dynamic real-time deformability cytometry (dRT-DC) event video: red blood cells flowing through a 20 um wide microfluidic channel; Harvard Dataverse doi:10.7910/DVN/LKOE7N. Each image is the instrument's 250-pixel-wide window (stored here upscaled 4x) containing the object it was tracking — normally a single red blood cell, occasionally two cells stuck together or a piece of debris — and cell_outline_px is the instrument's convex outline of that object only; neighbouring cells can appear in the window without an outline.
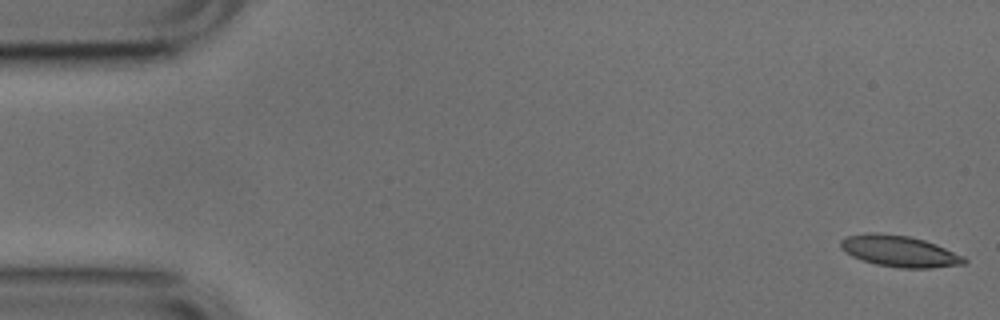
{"species": "common noctule bat (a hibernating species)", "species_latin": "Nyctalus noctula", "temperature_condition": "cold", "stored_images_in_passage": 53, "camera_frame_rate_fps": 3000, "um_per_image_px": 0.085, "animal": {"sex": "male", "body_mass_g": 17.9, "forearm_length_mm": 54.2}, "frame": {"image": 1, "passage_image": 1, "time_ms": 0.0, "image_size_px": [1000, 320], "cell_outline_px": [[968, 260], [964, 264], [928, 268], [900, 268], [876, 264], [852, 256], [840, 248], [840, 240], [848, 236], [868, 232], [880, 232], [908, 236], [924, 240], [936, 244], [964, 256]], "centroid_in_image_um": [76.45, 21.34], "position_along_channel_um": 8.6, "area_um2": 22.48}}
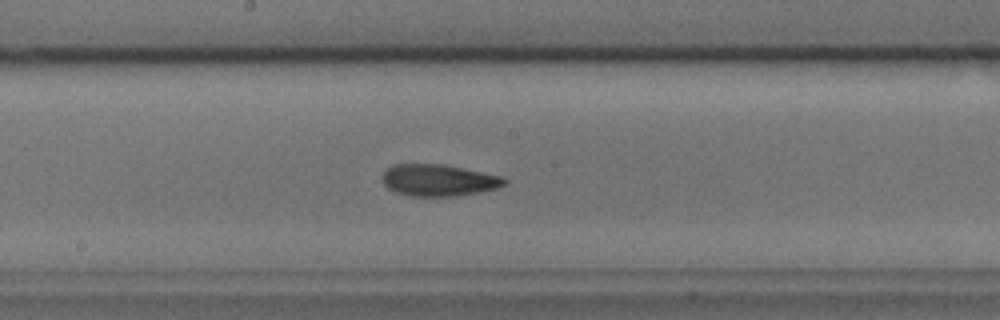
{"frame": {"image": 2, "passage_image": 27, "time_ms": 8.667, "image_size_px": [1000, 320], "cell_outline_px": [[508, 180], [500, 188], [456, 196], [408, 196], [396, 192], [388, 188], [384, 184], [384, 172], [392, 164], [444, 164], [504, 176]], "centroid_in_image_um": [37.33, 15.32], "position_along_channel_um": 210.9, "area_um2": 22.66}}
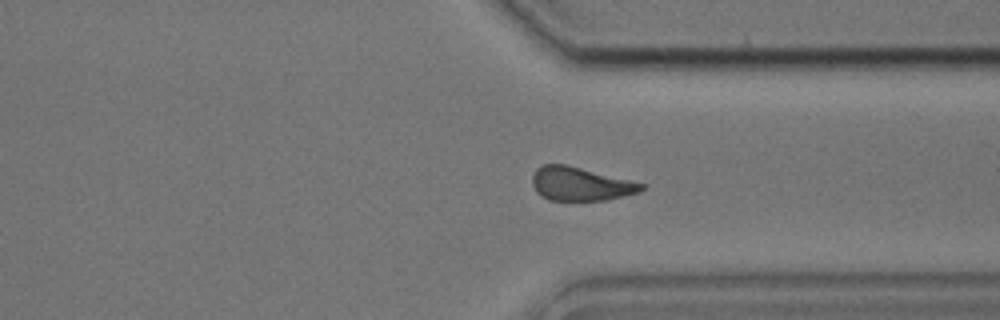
{"frame": {"image": 3, "passage_image": 39, "time_ms": 12.667, "image_size_px": [1000, 320], "cell_outline_px": [[644, 188], [640, 192], [608, 200], [548, 200], [536, 192], [532, 184], [532, 176], [536, 168], [540, 164], [568, 164], [644, 184]], "centroid_in_image_um": [49.3, 15.62], "position_along_channel_um": 362.1, "area_um2": 21.44}, "authors_computed_cell_mechanics": {"area_um2": 22.0218, "velocity_mm_per_s": 3.7811, "shape_relaxation_time_tau1_ms": 6.5301, "shape_relaxation_time_tau2_ms": 1.8372, "deformation_change_tau1": 0.1402, "deformation_change_tau2": 0.078}}